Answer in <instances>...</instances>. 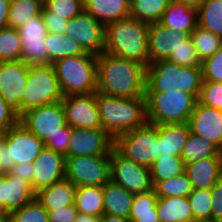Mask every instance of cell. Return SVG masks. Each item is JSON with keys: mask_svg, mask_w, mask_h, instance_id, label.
<instances>
[{"mask_svg": "<svg viewBox=\"0 0 222 222\" xmlns=\"http://www.w3.org/2000/svg\"><path fill=\"white\" fill-rule=\"evenodd\" d=\"M113 147L114 139L104 129L72 128L65 157L110 155Z\"/></svg>", "mask_w": 222, "mask_h": 222, "instance_id": "2e32d148", "label": "cell"}, {"mask_svg": "<svg viewBox=\"0 0 222 222\" xmlns=\"http://www.w3.org/2000/svg\"><path fill=\"white\" fill-rule=\"evenodd\" d=\"M43 7L51 12V16L70 20L84 10V2L83 0H43Z\"/></svg>", "mask_w": 222, "mask_h": 222, "instance_id": "ab89813d", "label": "cell"}, {"mask_svg": "<svg viewBox=\"0 0 222 222\" xmlns=\"http://www.w3.org/2000/svg\"><path fill=\"white\" fill-rule=\"evenodd\" d=\"M47 32L64 34L69 20L59 16H51V12L44 7L41 14Z\"/></svg>", "mask_w": 222, "mask_h": 222, "instance_id": "f907efd6", "label": "cell"}, {"mask_svg": "<svg viewBox=\"0 0 222 222\" xmlns=\"http://www.w3.org/2000/svg\"><path fill=\"white\" fill-rule=\"evenodd\" d=\"M191 39L201 62L211 57L222 46V37L201 26H197L191 33Z\"/></svg>", "mask_w": 222, "mask_h": 222, "instance_id": "e575fe53", "label": "cell"}, {"mask_svg": "<svg viewBox=\"0 0 222 222\" xmlns=\"http://www.w3.org/2000/svg\"><path fill=\"white\" fill-rule=\"evenodd\" d=\"M185 173L193 189H211L222 176V157H207L187 163Z\"/></svg>", "mask_w": 222, "mask_h": 222, "instance_id": "44dd1931", "label": "cell"}, {"mask_svg": "<svg viewBox=\"0 0 222 222\" xmlns=\"http://www.w3.org/2000/svg\"><path fill=\"white\" fill-rule=\"evenodd\" d=\"M185 166V162L179 156L158 157L150 167L153 186L159 181L185 173Z\"/></svg>", "mask_w": 222, "mask_h": 222, "instance_id": "836d02e7", "label": "cell"}, {"mask_svg": "<svg viewBox=\"0 0 222 222\" xmlns=\"http://www.w3.org/2000/svg\"><path fill=\"white\" fill-rule=\"evenodd\" d=\"M190 132L203 137L222 150V111L198 101L189 118Z\"/></svg>", "mask_w": 222, "mask_h": 222, "instance_id": "ac0fdd59", "label": "cell"}, {"mask_svg": "<svg viewBox=\"0 0 222 222\" xmlns=\"http://www.w3.org/2000/svg\"><path fill=\"white\" fill-rule=\"evenodd\" d=\"M64 34L76 40L86 53L98 56L104 52L105 26L85 10L69 20Z\"/></svg>", "mask_w": 222, "mask_h": 222, "instance_id": "4fadbf2b", "label": "cell"}, {"mask_svg": "<svg viewBox=\"0 0 222 222\" xmlns=\"http://www.w3.org/2000/svg\"><path fill=\"white\" fill-rule=\"evenodd\" d=\"M156 211L159 222H196L188 197H158Z\"/></svg>", "mask_w": 222, "mask_h": 222, "instance_id": "4316f807", "label": "cell"}, {"mask_svg": "<svg viewBox=\"0 0 222 222\" xmlns=\"http://www.w3.org/2000/svg\"><path fill=\"white\" fill-rule=\"evenodd\" d=\"M78 210L75 204L59 209H50L48 211L49 222H74L77 218Z\"/></svg>", "mask_w": 222, "mask_h": 222, "instance_id": "681fc988", "label": "cell"}, {"mask_svg": "<svg viewBox=\"0 0 222 222\" xmlns=\"http://www.w3.org/2000/svg\"><path fill=\"white\" fill-rule=\"evenodd\" d=\"M212 220L222 221V176L211 188Z\"/></svg>", "mask_w": 222, "mask_h": 222, "instance_id": "816d5d0a", "label": "cell"}, {"mask_svg": "<svg viewBox=\"0 0 222 222\" xmlns=\"http://www.w3.org/2000/svg\"><path fill=\"white\" fill-rule=\"evenodd\" d=\"M159 23L170 30L191 35L198 26L197 9L170 0Z\"/></svg>", "mask_w": 222, "mask_h": 222, "instance_id": "603a6c76", "label": "cell"}, {"mask_svg": "<svg viewBox=\"0 0 222 222\" xmlns=\"http://www.w3.org/2000/svg\"><path fill=\"white\" fill-rule=\"evenodd\" d=\"M33 166V189L37 192L65 178L66 157L45 147Z\"/></svg>", "mask_w": 222, "mask_h": 222, "instance_id": "ffe728a7", "label": "cell"}, {"mask_svg": "<svg viewBox=\"0 0 222 222\" xmlns=\"http://www.w3.org/2000/svg\"><path fill=\"white\" fill-rule=\"evenodd\" d=\"M76 186L64 178L36 192V200L47 210L74 204Z\"/></svg>", "mask_w": 222, "mask_h": 222, "instance_id": "d4e9b609", "label": "cell"}, {"mask_svg": "<svg viewBox=\"0 0 222 222\" xmlns=\"http://www.w3.org/2000/svg\"><path fill=\"white\" fill-rule=\"evenodd\" d=\"M187 197L196 222L212 220L211 189H193Z\"/></svg>", "mask_w": 222, "mask_h": 222, "instance_id": "f35d334b", "label": "cell"}, {"mask_svg": "<svg viewBox=\"0 0 222 222\" xmlns=\"http://www.w3.org/2000/svg\"><path fill=\"white\" fill-rule=\"evenodd\" d=\"M43 0H11L8 27L20 29L31 19L41 16Z\"/></svg>", "mask_w": 222, "mask_h": 222, "instance_id": "f546056e", "label": "cell"}, {"mask_svg": "<svg viewBox=\"0 0 222 222\" xmlns=\"http://www.w3.org/2000/svg\"><path fill=\"white\" fill-rule=\"evenodd\" d=\"M10 172L31 183L33 187V174H34L33 163L15 164L10 170Z\"/></svg>", "mask_w": 222, "mask_h": 222, "instance_id": "f5cc1de1", "label": "cell"}, {"mask_svg": "<svg viewBox=\"0 0 222 222\" xmlns=\"http://www.w3.org/2000/svg\"><path fill=\"white\" fill-rule=\"evenodd\" d=\"M128 220L133 222H159L156 209H153V213L130 214Z\"/></svg>", "mask_w": 222, "mask_h": 222, "instance_id": "db71d44e", "label": "cell"}, {"mask_svg": "<svg viewBox=\"0 0 222 222\" xmlns=\"http://www.w3.org/2000/svg\"><path fill=\"white\" fill-rule=\"evenodd\" d=\"M19 31L21 39H43L47 33L42 16L31 19Z\"/></svg>", "mask_w": 222, "mask_h": 222, "instance_id": "7dc6e473", "label": "cell"}, {"mask_svg": "<svg viewBox=\"0 0 222 222\" xmlns=\"http://www.w3.org/2000/svg\"><path fill=\"white\" fill-rule=\"evenodd\" d=\"M110 180L134 194L153 190L150 168L127 159L115 147L110 151Z\"/></svg>", "mask_w": 222, "mask_h": 222, "instance_id": "8fae6325", "label": "cell"}, {"mask_svg": "<svg viewBox=\"0 0 222 222\" xmlns=\"http://www.w3.org/2000/svg\"><path fill=\"white\" fill-rule=\"evenodd\" d=\"M203 81L202 67H183L168 60H157L146 67L145 92L178 90L198 99Z\"/></svg>", "mask_w": 222, "mask_h": 222, "instance_id": "277c9868", "label": "cell"}, {"mask_svg": "<svg viewBox=\"0 0 222 222\" xmlns=\"http://www.w3.org/2000/svg\"><path fill=\"white\" fill-rule=\"evenodd\" d=\"M198 25L222 37V0H205L197 9Z\"/></svg>", "mask_w": 222, "mask_h": 222, "instance_id": "d6a6232c", "label": "cell"}, {"mask_svg": "<svg viewBox=\"0 0 222 222\" xmlns=\"http://www.w3.org/2000/svg\"><path fill=\"white\" fill-rule=\"evenodd\" d=\"M11 222H49L48 211L35 199L11 213Z\"/></svg>", "mask_w": 222, "mask_h": 222, "instance_id": "60d3db41", "label": "cell"}, {"mask_svg": "<svg viewBox=\"0 0 222 222\" xmlns=\"http://www.w3.org/2000/svg\"><path fill=\"white\" fill-rule=\"evenodd\" d=\"M127 221L128 219L124 217L111 214H103L100 219V222H127Z\"/></svg>", "mask_w": 222, "mask_h": 222, "instance_id": "6f0895ef", "label": "cell"}, {"mask_svg": "<svg viewBox=\"0 0 222 222\" xmlns=\"http://www.w3.org/2000/svg\"><path fill=\"white\" fill-rule=\"evenodd\" d=\"M71 134L72 128L66 124L60 129L59 132H57L52 137H49L44 142L45 147L66 156L68 154V146L70 143Z\"/></svg>", "mask_w": 222, "mask_h": 222, "instance_id": "bcb514c9", "label": "cell"}, {"mask_svg": "<svg viewBox=\"0 0 222 222\" xmlns=\"http://www.w3.org/2000/svg\"><path fill=\"white\" fill-rule=\"evenodd\" d=\"M201 222H222V221L210 220V221H201Z\"/></svg>", "mask_w": 222, "mask_h": 222, "instance_id": "6125c7cd", "label": "cell"}, {"mask_svg": "<svg viewBox=\"0 0 222 222\" xmlns=\"http://www.w3.org/2000/svg\"><path fill=\"white\" fill-rule=\"evenodd\" d=\"M114 147L127 159L151 167L159 157L158 125L145 123L114 140Z\"/></svg>", "mask_w": 222, "mask_h": 222, "instance_id": "9c48e42d", "label": "cell"}, {"mask_svg": "<svg viewBox=\"0 0 222 222\" xmlns=\"http://www.w3.org/2000/svg\"><path fill=\"white\" fill-rule=\"evenodd\" d=\"M166 60L183 67H202L191 37L184 42V45L173 51Z\"/></svg>", "mask_w": 222, "mask_h": 222, "instance_id": "b9f144b4", "label": "cell"}, {"mask_svg": "<svg viewBox=\"0 0 222 222\" xmlns=\"http://www.w3.org/2000/svg\"><path fill=\"white\" fill-rule=\"evenodd\" d=\"M170 0H130V17L152 24L160 22Z\"/></svg>", "mask_w": 222, "mask_h": 222, "instance_id": "4dcf8cb0", "label": "cell"}, {"mask_svg": "<svg viewBox=\"0 0 222 222\" xmlns=\"http://www.w3.org/2000/svg\"><path fill=\"white\" fill-rule=\"evenodd\" d=\"M66 124L71 128L102 129L96 102V92L64 96L61 100Z\"/></svg>", "mask_w": 222, "mask_h": 222, "instance_id": "5bb4252c", "label": "cell"}, {"mask_svg": "<svg viewBox=\"0 0 222 222\" xmlns=\"http://www.w3.org/2000/svg\"><path fill=\"white\" fill-rule=\"evenodd\" d=\"M103 214H111L129 219L134 193L129 192L112 180L102 186Z\"/></svg>", "mask_w": 222, "mask_h": 222, "instance_id": "cb8c5ba5", "label": "cell"}, {"mask_svg": "<svg viewBox=\"0 0 222 222\" xmlns=\"http://www.w3.org/2000/svg\"><path fill=\"white\" fill-rule=\"evenodd\" d=\"M64 96L97 92V56L86 53L53 63Z\"/></svg>", "mask_w": 222, "mask_h": 222, "instance_id": "5b68a950", "label": "cell"}, {"mask_svg": "<svg viewBox=\"0 0 222 222\" xmlns=\"http://www.w3.org/2000/svg\"><path fill=\"white\" fill-rule=\"evenodd\" d=\"M63 98L53 64L29 66L26 90L20 100V116L30 109L55 104Z\"/></svg>", "mask_w": 222, "mask_h": 222, "instance_id": "52a82bcc", "label": "cell"}, {"mask_svg": "<svg viewBox=\"0 0 222 222\" xmlns=\"http://www.w3.org/2000/svg\"><path fill=\"white\" fill-rule=\"evenodd\" d=\"M36 199L32 184L12 174H0V210L12 213Z\"/></svg>", "mask_w": 222, "mask_h": 222, "instance_id": "e0dca14e", "label": "cell"}, {"mask_svg": "<svg viewBox=\"0 0 222 222\" xmlns=\"http://www.w3.org/2000/svg\"><path fill=\"white\" fill-rule=\"evenodd\" d=\"M146 67L106 52L97 56V92L110 97H145Z\"/></svg>", "mask_w": 222, "mask_h": 222, "instance_id": "6da1fadb", "label": "cell"}, {"mask_svg": "<svg viewBox=\"0 0 222 222\" xmlns=\"http://www.w3.org/2000/svg\"><path fill=\"white\" fill-rule=\"evenodd\" d=\"M19 122L44 142L66 125L61 101L30 109L19 117Z\"/></svg>", "mask_w": 222, "mask_h": 222, "instance_id": "7c38bea8", "label": "cell"}, {"mask_svg": "<svg viewBox=\"0 0 222 222\" xmlns=\"http://www.w3.org/2000/svg\"><path fill=\"white\" fill-rule=\"evenodd\" d=\"M3 145H4L3 134H0V153H1Z\"/></svg>", "mask_w": 222, "mask_h": 222, "instance_id": "94428289", "label": "cell"}, {"mask_svg": "<svg viewBox=\"0 0 222 222\" xmlns=\"http://www.w3.org/2000/svg\"><path fill=\"white\" fill-rule=\"evenodd\" d=\"M174 1L183 3L187 6H190L191 8L198 9L205 0H174Z\"/></svg>", "mask_w": 222, "mask_h": 222, "instance_id": "680465c9", "label": "cell"}, {"mask_svg": "<svg viewBox=\"0 0 222 222\" xmlns=\"http://www.w3.org/2000/svg\"><path fill=\"white\" fill-rule=\"evenodd\" d=\"M22 43L19 29H0V62L21 60Z\"/></svg>", "mask_w": 222, "mask_h": 222, "instance_id": "d590c367", "label": "cell"}, {"mask_svg": "<svg viewBox=\"0 0 222 222\" xmlns=\"http://www.w3.org/2000/svg\"><path fill=\"white\" fill-rule=\"evenodd\" d=\"M153 189L157 197H187L193 191V186L186 173H182L157 182Z\"/></svg>", "mask_w": 222, "mask_h": 222, "instance_id": "8d00e7d4", "label": "cell"}, {"mask_svg": "<svg viewBox=\"0 0 222 222\" xmlns=\"http://www.w3.org/2000/svg\"><path fill=\"white\" fill-rule=\"evenodd\" d=\"M100 219L101 217L98 216L78 213L74 222H100Z\"/></svg>", "mask_w": 222, "mask_h": 222, "instance_id": "9f6ffc18", "label": "cell"}, {"mask_svg": "<svg viewBox=\"0 0 222 222\" xmlns=\"http://www.w3.org/2000/svg\"><path fill=\"white\" fill-rule=\"evenodd\" d=\"M204 81L222 82V46L202 62Z\"/></svg>", "mask_w": 222, "mask_h": 222, "instance_id": "ee69618b", "label": "cell"}, {"mask_svg": "<svg viewBox=\"0 0 222 222\" xmlns=\"http://www.w3.org/2000/svg\"><path fill=\"white\" fill-rule=\"evenodd\" d=\"M207 157H222L221 150L203 137L190 133L181 155L185 164Z\"/></svg>", "mask_w": 222, "mask_h": 222, "instance_id": "1f68e13d", "label": "cell"}, {"mask_svg": "<svg viewBox=\"0 0 222 222\" xmlns=\"http://www.w3.org/2000/svg\"><path fill=\"white\" fill-rule=\"evenodd\" d=\"M19 122L17 112L0 96V134H5Z\"/></svg>", "mask_w": 222, "mask_h": 222, "instance_id": "c3c4849f", "label": "cell"}, {"mask_svg": "<svg viewBox=\"0 0 222 222\" xmlns=\"http://www.w3.org/2000/svg\"><path fill=\"white\" fill-rule=\"evenodd\" d=\"M0 222H11V213L0 210Z\"/></svg>", "mask_w": 222, "mask_h": 222, "instance_id": "91938a15", "label": "cell"}, {"mask_svg": "<svg viewBox=\"0 0 222 222\" xmlns=\"http://www.w3.org/2000/svg\"><path fill=\"white\" fill-rule=\"evenodd\" d=\"M21 43V61L29 66L50 64V56L45 38L21 39Z\"/></svg>", "mask_w": 222, "mask_h": 222, "instance_id": "74e56055", "label": "cell"}, {"mask_svg": "<svg viewBox=\"0 0 222 222\" xmlns=\"http://www.w3.org/2000/svg\"><path fill=\"white\" fill-rule=\"evenodd\" d=\"M157 199L154 189L134 194L130 214L153 213V209H156Z\"/></svg>", "mask_w": 222, "mask_h": 222, "instance_id": "f6af8a7d", "label": "cell"}, {"mask_svg": "<svg viewBox=\"0 0 222 222\" xmlns=\"http://www.w3.org/2000/svg\"><path fill=\"white\" fill-rule=\"evenodd\" d=\"M74 204L78 213L101 217L103 215L102 186H79Z\"/></svg>", "mask_w": 222, "mask_h": 222, "instance_id": "83f0119b", "label": "cell"}, {"mask_svg": "<svg viewBox=\"0 0 222 222\" xmlns=\"http://www.w3.org/2000/svg\"><path fill=\"white\" fill-rule=\"evenodd\" d=\"M149 24L133 17L113 21L105 26L104 52L116 57L149 65Z\"/></svg>", "mask_w": 222, "mask_h": 222, "instance_id": "7a4b0ae2", "label": "cell"}, {"mask_svg": "<svg viewBox=\"0 0 222 222\" xmlns=\"http://www.w3.org/2000/svg\"><path fill=\"white\" fill-rule=\"evenodd\" d=\"M102 129L114 140L147 122L145 97L117 98L96 92Z\"/></svg>", "mask_w": 222, "mask_h": 222, "instance_id": "3957f363", "label": "cell"}, {"mask_svg": "<svg viewBox=\"0 0 222 222\" xmlns=\"http://www.w3.org/2000/svg\"><path fill=\"white\" fill-rule=\"evenodd\" d=\"M4 145L0 153V174L15 164L33 163L45 148L44 141L31 133L20 122L3 134Z\"/></svg>", "mask_w": 222, "mask_h": 222, "instance_id": "ba28073f", "label": "cell"}, {"mask_svg": "<svg viewBox=\"0 0 222 222\" xmlns=\"http://www.w3.org/2000/svg\"><path fill=\"white\" fill-rule=\"evenodd\" d=\"M84 10L104 26L130 16V0H83Z\"/></svg>", "mask_w": 222, "mask_h": 222, "instance_id": "484cf974", "label": "cell"}, {"mask_svg": "<svg viewBox=\"0 0 222 222\" xmlns=\"http://www.w3.org/2000/svg\"><path fill=\"white\" fill-rule=\"evenodd\" d=\"M45 41L48 46L50 64L64 57L86 54L81 45L65 34L47 32Z\"/></svg>", "mask_w": 222, "mask_h": 222, "instance_id": "f1b7e54d", "label": "cell"}, {"mask_svg": "<svg viewBox=\"0 0 222 222\" xmlns=\"http://www.w3.org/2000/svg\"><path fill=\"white\" fill-rule=\"evenodd\" d=\"M190 133L188 123L158 125L159 157H181Z\"/></svg>", "mask_w": 222, "mask_h": 222, "instance_id": "7402d4cb", "label": "cell"}, {"mask_svg": "<svg viewBox=\"0 0 222 222\" xmlns=\"http://www.w3.org/2000/svg\"><path fill=\"white\" fill-rule=\"evenodd\" d=\"M190 37L189 33L170 30L159 22L149 24V63L157 60H166L173 51L184 45V42Z\"/></svg>", "mask_w": 222, "mask_h": 222, "instance_id": "d6986e66", "label": "cell"}, {"mask_svg": "<svg viewBox=\"0 0 222 222\" xmlns=\"http://www.w3.org/2000/svg\"><path fill=\"white\" fill-rule=\"evenodd\" d=\"M198 102L222 111V82L203 81Z\"/></svg>", "mask_w": 222, "mask_h": 222, "instance_id": "7bdbcfd3", "label": "cell"}, {"mask_svg": "<svg viewBox=\"0 0 222 222\" xmlns=\"http://www.w3.org/2000/svg\"><path fill=\"white\" fill-rule=\"evenodd\" d=\"M65 178L76 187L103 186L110 180V155L66 157Z\"/></svg>", "mask_w": 222, "mask_h": 222, "instance_id": "30bf717a", "label": "cell"}, {"mask_svg": "<svg viewBox=\"0 0 222 222\" xmlns=\"http://www.w3.org/2000/svg\"><path fill=\"white\" fill-rule=\"evenodd\" d=\"M147 123L153 125L188 123L198 99L190 93L145 92Z\"/></svg>", "mask_w": 222, "mask_h": 222, "instance_id": "8992f818", "label": "cell"}, {"mask_svg": "<svg viewBox=\"0 0 222 222\" xmlns=\"http://www.w3.org/2000/svg\"><path fill=\"white\" fill-rule=\"evenodd\" d=\"M29 65L21 60L0 62V96L20 117V100L26 90Z\"/></svg>", "mask_w": 222, "mask_h": 222, "instance_id": "9a60e30c", "label": "cell"}, {"mask_svg": "<svg viewBox=\"0 0 222 222\" xmlns=\"http://www.w3.org/2000/svg\"><path fill=\"white\" fill-rule=\"evenodd\" d=\"M11 0H0V29L8 27V14Z\"/></svg>", "mask_w": 222, "mask_h": 222, "instance_id": "11a10c76", "label": "cell"}]
</instances>
